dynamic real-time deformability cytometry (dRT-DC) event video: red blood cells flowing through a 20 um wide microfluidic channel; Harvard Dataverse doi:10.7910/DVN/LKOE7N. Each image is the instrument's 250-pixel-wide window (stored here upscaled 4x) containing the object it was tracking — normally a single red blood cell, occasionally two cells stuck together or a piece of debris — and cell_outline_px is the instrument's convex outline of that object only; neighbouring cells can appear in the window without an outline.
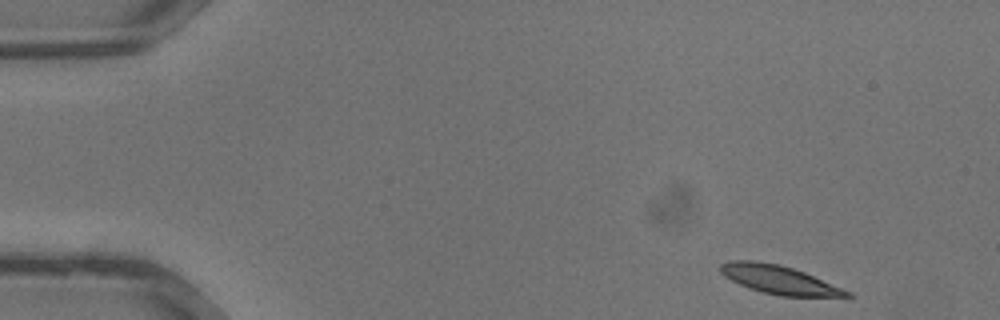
{"species": "common noctule bat (a hibernating species)", "species_latin": "Nyctalus noctula", "temperature_condition": "warm", "stored_images_in_passage": 33, "camera_frame_rate_fps": 3000, "um_per_image_px": 0.085, "animal": {"sex": "male", "body_mass_g": 13.3}, "frame": {"image": 1, "passage_image": 1, "time_ms": 0.0, "image_size_px": [1000, 320], "cell_outline_px": [[852, 296], [780, 296], [748, 288], [724, 276], [720, 272], [720, 264], [728, 260], [756, 260], [780, 264], [804, 272], [852, 292]], "centroid_in_image_um": [66.18, 23.75], "position_along_channel_um": 18.8, "area_um2": 20.87}}
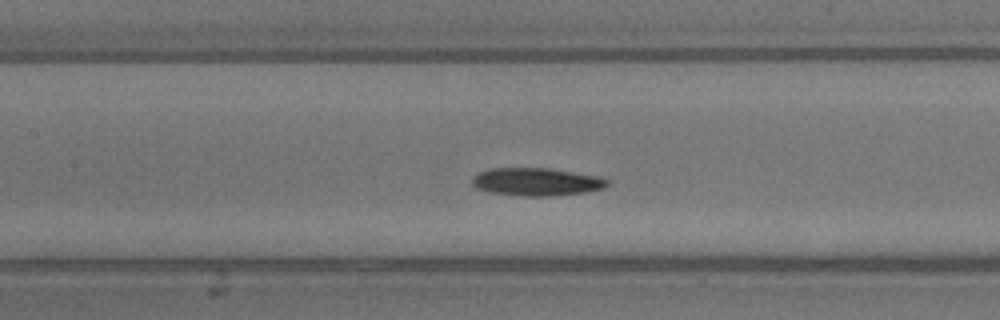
{"frame": {"image": 2, "passage_image": 14, "time_ms": 4.333, "image_size_px": [1000, 320], "cell_outline_px": [[608, 184], [604, 188], [584, 192], [548, 196], [524, 196], [488, 192], [476, 188], [472, 184], [472, 176], [480, 172], [492, 168], [548, 168], [600, 176], [608, 180]], "centroid_in_image_um": [45.58, 15.45], "position_along_channel_um": 161.8, "area_um2": 21.91}}
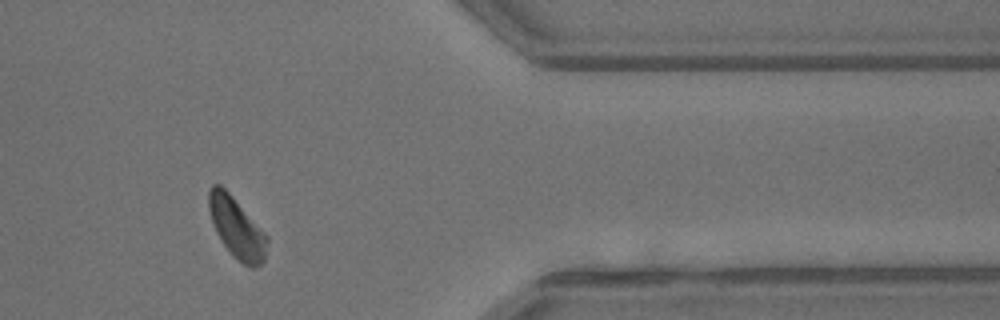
{"frame": {"image": 3, "passage_image": 27, "time_ms": 8.667, "image_size_px": [1000, 320], "cell_outline_px": [[268, 240], [264, 260], [256, 268], [252, 268], [236, 260], [232, 256], [216, 232], [208, 208], [208, 192], [212, 184], [220, 184], [232, 196], [268, 236]], "centroid_in_image_um": [20.12, 19.38], "position_along_channel_um": 391.3, "area_um2": 20.4}}